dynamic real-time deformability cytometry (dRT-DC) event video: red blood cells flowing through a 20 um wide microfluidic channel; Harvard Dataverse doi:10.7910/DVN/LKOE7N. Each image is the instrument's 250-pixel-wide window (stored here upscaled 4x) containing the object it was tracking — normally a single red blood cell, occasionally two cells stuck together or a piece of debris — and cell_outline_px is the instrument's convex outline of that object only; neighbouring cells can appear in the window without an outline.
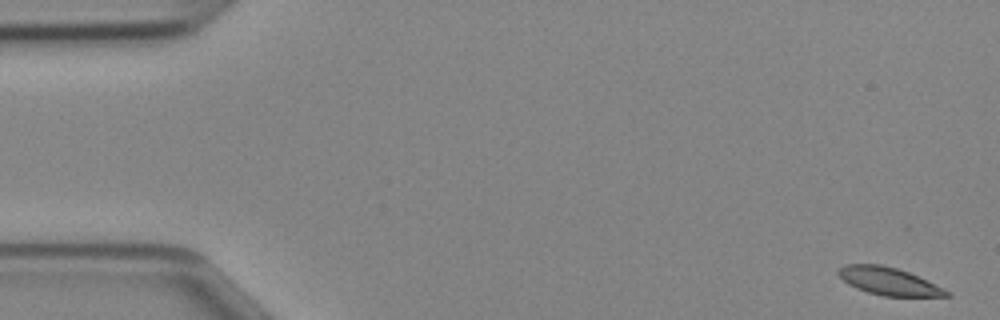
{"species": "Egyptian fruit bat (a non-hibernating species)", "species_latin": "Rousettus aegyptiacus", "temperature_condition": "cold", "stored_images_in_passage": 47, "camera_frame_rate_fps": 3000, "um_per_image_px": 0.085, "animal": {"sex": "female"}, "frame": {"image": 1, "passage_image": 1, "time_ms": 0.0, "image_size_px": [1000, 320], "cell_outline_px": [[952, 296], [884, 296], [868, 292], [856, 288], [848, 284], [836, 272], [844, 264], [880, 264], [896, 268], [908, 272], [944, 288], [952, 292]], "centroid_in_image_um": [75.55, 23.9], "position_along_channel_um": 9.5, "area_um2": 17.28}}
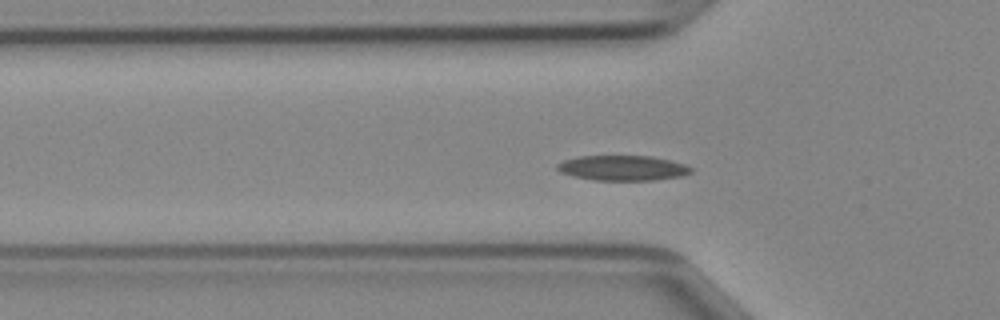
{"frame": {"image": 2, "passage_image": 15, "time_ms": 4.667, "image_size_px": [1000, 320], "cell_outline_px": [[692, 172], [680, 176], [656, 180], [592, 180], [572, 176], [560, 172], [556, 168], [556, 164], [564, 160], [580, 156], [652, 156], [684, 164], [692, 168]], "centroid_in_image_um": [52.89, 14.28], "position_along_channel_um": 72.9, "area_um2": 19.54}}
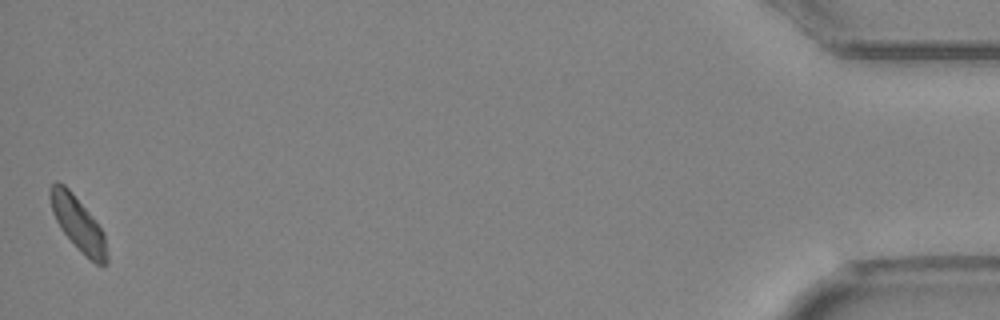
{"frame": {"image": 3, "passage_image": 47, "time_ms": 15.333, "image_size_px": [1000, 320], "cell_outline_px": [[108, 264], [96, 264], [60, 228], [52, 212], [48, 196], [48, 188], [56, 180], [64, 184], [72, 192], [104, 232], [108, 256]], "centroid_in_image_um": [6.61, 18.94], "position_along_channel_um": 428.6, "area_um2": 17.4}}